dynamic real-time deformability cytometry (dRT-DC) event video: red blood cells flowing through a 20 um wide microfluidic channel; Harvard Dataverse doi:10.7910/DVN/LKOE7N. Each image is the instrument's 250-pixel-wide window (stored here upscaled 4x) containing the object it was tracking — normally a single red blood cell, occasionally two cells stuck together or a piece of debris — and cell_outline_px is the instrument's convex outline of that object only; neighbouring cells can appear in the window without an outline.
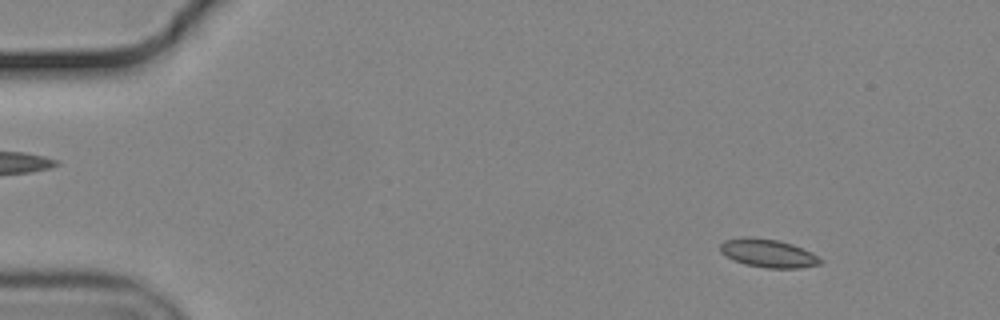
{"species": "common noctule bat (a hibernating species)", "species_latin": "Nyctalus noctula", "temperature_condition": "cold", "stored_images_in_passage": 51, "camera_frame_rate_fps": 3000, "um_per_image_px": 0.085, "animal": {"sex": "male", "body_mass_g": 19.2, "forearm_length_mm": 51.8}, "frame": {"image": 1, "passage_image": 2, "time_ms": 0.333, "image_size_px": [1000, 320], "cell_outline_px": [[824, 260], [820, 264], [800, 268], [768, 268], [744, 264], [732, 260], [720, 252], [720, 244], [724, 240], [744, 236], [752, 236], [780, 240], [792, 244], [812, 252]], "centroid_in_image_um": [65.28, 21.51], "position_along_channel_um": 19.7, "area_um2": 16.82}}
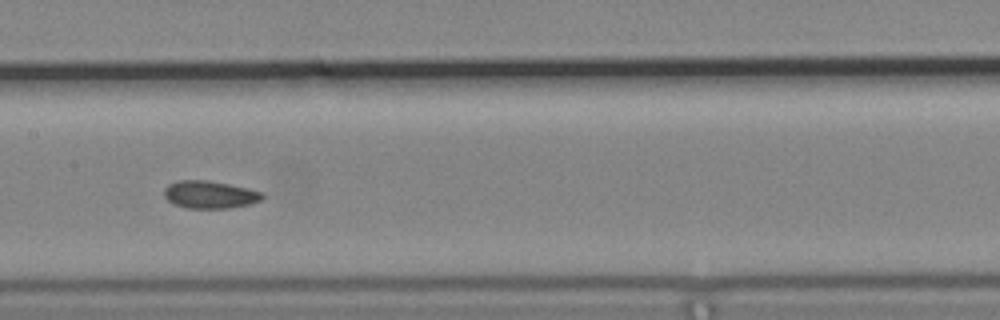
{"frame": {"image": 2, "passage_image": 24, "time_ms": 7.667, "image_size_px": [1000, 320], "cell_outline_px": [[264, 196], [260, 200], [248, 204], [228, 208], [184, 208], [172, 204], [164, 196], [164, 188], [168, 184], [176, 180], [208, 180], [248, 188], [260, 192]], "centroid_in_image_um": [17.76, 16.54], "position_along_channel_um": 189.6, "area_um2": 15.78}}
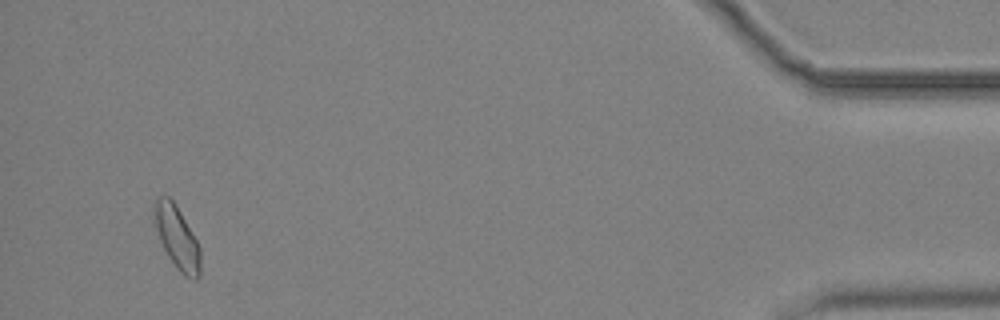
{"frame": {"image": 3, "passage_image": 49, "time_ms": 16.0, "image_size_px": [1000, 320], "cell_outline_px": [[200, 276], [196, 280], [184, 276], [176, 268], [168, 256], [152, 224], [152, 204], [160, 196], [168, 196], [176, 204], [196, 240], [200, 248]], "centroid_in_image_um": [15.0, 20.16], "position_along_channel_um": 420.2, "area_um2": 17.17}}